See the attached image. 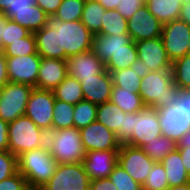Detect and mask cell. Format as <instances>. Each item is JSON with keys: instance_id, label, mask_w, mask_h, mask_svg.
I'll list each match as a JSON object with an SVG mask.
<instances>
[{"instance_id": "obj_1", "label": "cell", "mask_w": 190, "mask_h": 190, "mask_svg": "<svg viewBox=\"0 0 190 190\" xmlns=\"http://www.w3.org/2000/svg\"><path fill=\"white\" fill-rule=\"evenodd\" d=\"M115 134L121 144L141 148L162 135L157 109L145 107L137 113H126L123 126Z\"/></svg>"}, {"instance_id": "obj_2", "label": "cell", "mask_w": 190, "mask_h": 190, "mask_svg": "<svg viewBox=\"0 0 190 190\" xmlns=\"http://www.w3.org/2000/svg\"><path fill=\"white\" fill-rule=\"evenodd\" d=\"M181 90L174 85L172 71H150L142 80L139 94L146 107L171 106L178 101Z\"/></svg>"}, {"instance_id": "obj_3", "label": "cell", "mask_w": 190, "mask_h": 190, "mask_svg": "<svg viewBox=\"0 0 190 190\" xmlns=\"http://www.w3.org/2000/svg\"><path fill=\"white\" fill-rule=\"evenodd\" d=\"M58 163L42 149L29 150L18 156V172L27 181L30 190H39L55 173Z\"/></svg>"}, {"instance_id": "obj_4", "label": "cell", "mask_w": 190, "mask_h": 190, "mask_svg": "<svg viewBox=\"0 0 190 190\" xmlns=\"http://www.w3.org/2000/svg\"><path fill=\"white\" fill-rule=\"evenodd\" d=\"M46 26L59 30L60 51H65V60L91 50L94 34L86 28L81 20L63 22L55 16H48Z\"/></svg>"}, {"instance_id": "obj_5", "label": "cell", "mask_w": 190, "mask_h": 190, "mask_svg": "<svg viewBox=\"0 0 190 190\" xmlns=\"http://www.w3.org/2000/svg\"><path fill=\"white\" fill-rule=\"evenodd\" d=\"M40 130L29 117H18L8 126V150L18 157L26 151L38 149Z\"/></svg>"}, {"instance_id": "obj_6", "label": "cell", "mask_w": 190, "mask_h": 190, "mask_svg": "<svg viewBox=\"0 0 190 190\" xmlns=\"http://www.w3.org/2000/svg\"><path fill=\"white\" fill-rule=\"evenodd\" d=\"M33 86L8 82L0 89V118L10 123L24 116Z\"/></svg>"}, {"instance_id": "obj_7", "label": "cell", "mask_w": 190, "mask_h": 190, "mask_svg": "<svg viewBox=\"0 0 190 190\" xmlns=\"http://www.w3.org/2000/svg\"><path fill=\"white\" fill-rule=\"evenodd\" d=\"M50 154L58 164L83 163L86 151L79 129L73 127L58 130Z\"/></svg>"}, {"instance_id": "obj_8", "label": "cell", "mask_w": 190, "mask_h": 190, "mask_svg": "<svg viewBox=\"0 0 190 190\" xmlns=\"http://www.w3.org/2000/svg\"><path fill=\"white\" fill-rule=\"evenodd\" d=\"M90 181L83 163L58 164L55 173L39 190H89Z\"/></svg>"}, {"instance_id": "obj_9", "label": "cell", "mask_w": 190, "mask_h": 190, "mask_svg": "<svg viewBox=\"0 0 190 190\" xmlns=\"http://www.w3.org/2000/svg\"><path fill=\"white\" fill-rule=\"evenodd\" d=\"M157 113L162 135L176 143L190 130V120L184 112L183 90L177 102L171 106L158 108Z\"/></svg>"}, {"instance_id": "obj_10", "label": "cell", "mask_w": 190, "mask_h": 190, "mask_svg": "<svg viewBox=\"0 0 190 190\" xmlns=\"http://www.w3.org/2000/svg\"><path fill=\"white\" fill-rule=\"evenodd\" d=\"M3 13L31 33L43 28L48 18L45 11L37 5V0H12L11 7H7Z\"/></svg>"}, {"instance_id": "obj_11", "label": "cell", "mask_w": 190, "mask_h": 190, "mask_svg": "<svg viewBox=\"0 0 190 190\" xmlns=\"http://www.w3.org/2000/svg\"><path fill=\"white\" fill-rule=\"evenodd\" d=\"M161 38L171 62L189 53L190 26L186 22L177 19L163 24Z\"/></svg>"}, {"instance_id": "obj_12", "label": "cell", "mask_w": 190, "mask_h": 190, "mask_svg": "<svg viewBox=\"0 0 190 190\" xmlns=\"http://www.w3.org/2000/svg\"><path fill=\"white\" fill-rule=\"evenodd\" d=\"M141 186L155 164L140 147L121 144L118 163Z\"/></svg>"}, {"instance_id": "obj_13", "label": "cell", "mask_w": 190, "mask_h": 190, "mask_svg": "<svg viewBox=\"0 0 190 190\" xmlns=\"http://www.w3.org/2000/svg\"><path fill=\"white\" fill-rule=\"evenodd\" d=\"M55 97L53 91L33 88L25 111L40 129L52 126Z\"/></svg>"}, {"instance_id": "obj_14", "label": "cell", "mask_w": 190, "mask_h": 190, "mask_svg": "<svg viewBox=\"0 0 190 190\" xmlns=\"http://www.w3.org/2000/svg\"><path fill=\"white\" fill-rule=\"evenodd\" d=\"M40 62L39 54L6 57L9 81L28 84L36 88Z\"/></svg>"}, {"instance_id": "obj_15", "label": "cell", "mask_w": 190, "mask_h": 190, "mask_svg": "<svg viewBox=\"0 0 190 190\" xmlns=\"http://www.w3.org/2000/svg\"><path fill=\"white\" fill-rule=\"evenodd\" d=\"M86 152L96 150H119L121 143L115 133L98 121L79 129Z\"/></svg>"}, {"instance_id": "obj_16", "label": "cell", "mask_w": 190, "mask_h": 190, "mask_svg": "<svg viewBox=\"0 0 190 190\" xmlns=\"http://www.w3.org/2000/svg\"><path fill=\"white\" fill-rule=\"evenodd\" d=\"M163 24L144 5L128 19V34L134 42L160 37Z\"/></svg>"}, {"instance_id": "obj_17", "label": "cell", "mask_w": 190, "mask_h": 190, "mask_svg": "<svg viewBox=\"0 0 190 190\" xmlns=\"http://www.w3.org/2000/svg\"><path fill=\"white\" fill-rule=\"evenodd\" d=\"M138 58L150 71L171 70L172 62L168 59L161 36L135 42Z\"/></svg>"}, {"instance_id": "obj_18", "label": "cell", "mask_w": 190, "mask_h": 190, "mask_svg": "<svg viewBox=\"0 0 190 190\" xmlns=\"http://www.w3.org/2000/svg\"><path fill=\"white\" fill-rule=\"evenodd\" d=\"M119 150L88 151L83 159L90 180L108 178L118 163Z\"/></svg>"}, {"instance_id": "obj_19", "label": "cell", "mask_w": 190, "mask_h": 190, "mask_svg": "<svg viewBox=\"0 0 190 190\" xmlns=\"http://www.w3.org/2000/svg\"><path fill=\"white\" fill-rule=\"evenodd\" d=\"M67 75L75 77L79 82L84 78H95L106 68L105 64L93 53L92 50L71 56L66 60Z\"/></svg>"}, {"instance_id": "obj_20", "label": "cell", "mask_w": 190, "mask_h": 190, "mask_svg": "<svg viewBox=\"0 0 190 190\" xmlns=\"http://www.w3.org/2000/svg\"><path fill=\"white\" fill-rule=\"evenodd\" d=\"M80 83L84 100L97 106L110 101L114 85L111 73L107 70L100 75H95V78H84Z\"/></svg>"}, {"instance_id": "obj_21", "label": "cell", "mask_w": 190, "mask_h": 190, "mask_svg": "<svg viewBox=\"0 0 190 190\" xmlns=\"http://www.w3.org/2000/svg\"><path fill=\"white\" fill-rule=\"evenodd\" d=\"M66 77V60L41 57L37 89L53 91Z\"/></svg>"}, {"instance_id": "obj_22", "label": "cell", "mask_w": 190, "mask_h": 190, "mask_svg": "<svg viewBox=\"0 0 190 190\" xmlns=\"http://www.w3.org/2000/svg\"><path fill=\"white\" fill-rule=\"evenodd\" d=\"M130 35H106L96 33L92 38L91 50L106 64L108 60L119 50L125 49V45L132 42Z\"/></svg>"}, {"instance_id": "obj_23", "label": "cell", "mask_w": 190, "mask_h": 190, "mask_svg": "<svg viewBox=\"0 0 190 190\" xmlns=\"http://www.w3.org/2000/svg\"><path fill=\"white\" fill-rule=\"evenodd\" d=\"M33 34L37 53L41 57L65 60V51H60L59 30L50 29L45 25Z\"/></svg>"}, {"instance_id": "obj_24", "label": "cell", "mask_w": 190, "mask_h": 190, "mask_svg": "<svg viewBox=\"0 0 190 190\" xmlns=\"http://www.w3.org/2000/svg\"><path fill=\"white\" fill-rule=\"evenodd\" d=\"M161 164L166 171L169 187L190 183V176L186 171L180 152L177 149L174 152L169 153L161 161Z\"/></svg>"}, {"instance_id": "obj_25", "label": "cell", "mask_w": 190, "mask_h": 190, "mask_svg": "<svg viewBox=\"0 0 190 190\" xmlns=\"http://www.w3.org/2000/svg\"><path fill=\"white\" fill-rule=\"evenodd\" d=\"M149 11L162 23L179 19L182 0H146Z\"/></svg>"}, {"instance_id": "obj_26", "label": "cell", "mask_w": 190, "mask_h": 190, "mask_svg": "<svg viewBox=\"0 0 190 190\" xmlns=\"http://www.w3.org/2000/svg\"><path fill=\"white\" fill-rule=\"evenodd\" d=\"M125 114L116 104L108 101L98 105L96 121L116 133L123 126Z\"/></svg>"}, {"instance_id": "obj_27", "label": "cell", "mask_w": 190, "mask_h": 190, "mask_svg": "<svg viewBox=\"0 0 190 190\" xmlns=\"http://www.w3.org/2000/svg\"><path fill=\"white\" fill-rule=\"evenodd\" d=\"M110 101L125 113H137L146 107L139 93H131L121 87H113Z\"/></svg>"}, {"instance_id": "obj_28", "label": "cell", "mask_w": 190, "mask_h": 190, "mask_svg": "<svg viewBox=\"0 0 190 190\" xmlns=\"http://www.w3.org/2000/svg\"><path fill=\"white\" fill-rule=\"evenodd\" d=\"M53 94L55 99L71 105H76L79 101L84 100L81 83L69 75L53 90Z\"/></svg>"}, {"instance_id": "obj_29", "label": "cell", "mask_w": 190, "mask_h": 190, "mask_svg": "<svg viewBox=\"0 0 190 190\" xmlns=\"http://www.w3.org/2000/svg\"><path fill=\"white\" fill-rule=\"evenodd\" d=\"M106 9L96 0H86L81 16V22L93 34L101 31L102 20Z\"/></svg>"}, {"instance_id": "obj_30", "label": "cell", "mask_w": 190, "mask_h": 190, "mask_svg": "<svg viewBox=\"0 0 190 190\" xmlns=\"http://www.w3.org/2000/svg\"><path fill=\"white\" fill-rule=\"evenodd\" d=\"M141 149L155 162H161L169 153L177 149V143L164 135L154 137Z\"/></svg>"}, {"instance_id": "obj_31", "label": "cell", "mask_w": 190, "mask_h": 190, "mask_svg": "<svg viewBox=\"0 0 190 190\" xmlns=\"http://www.w3.org/2000/svg\"><path fill=\"white\" fill-rule=\"evenodd\" d=\"M138 59L137 48L135 42L125 45V49L119 50L105 64L107 71H118L131 67Z\"/></svg>"}, {"instance_id": "obj_32", "label": "cell", "mask_w": 190, "mask_h": 190, "mask_svg": "<svg viewBox=\"0 0 190 190\" xmlns=\"http://www.w3.org/2000/svg\"><path fill=\"white\" fill-rule=\"evenodd\" d=\"M102 20L101 31L99 33L106 35H129L125 19L116 9L106 10Z\"/></svg>"}, {"instance_id": "obj_33", "label": "cell", "mask_w": 190, "mask_h": 190, "mask_svg": "<svg viewBox=\"0 0 190 190\" xmlns=\"http://www.w3.org/2000/svg\"><path fill=\"white\" fill-rule=\"evenodd\" d=\"M75 105L55 99L52 126L57 130L74 127Z\"/></svg>"}, {"instance_id": "obj_34", "label": "cell", "mask_w": 190, "mask_h": 190, "mask_svg": "<svg viewBox=\"0 0 190 190\" xmlns=\"http://www.w3.org/2000/svg\"><path fill=\"white\" fill-rule=\"evenodd\" d=\"M174 85L182 90H190V53L178 58L171 65Z\"/></svg>"}, {"instance_id": "obj_35", "label": "cell", "mask_w": 190, "mask_h": 190, "mask_svg": "<svg viewBox=\"0 0 190 190\" xmlns=\"http://www.w3.org/2000/svg\"><path fill=\"white\" fill-rule=\"evenodd\" d=\"M111 73L113 87H121L131 93H139L141 78L132 70L131 67L118 71H108Z\"/></svg>"}, {"instance_id": "obj_36", "label": "cell", "mask_w": 190, "mask_h": 190, "mask_svg": "<svg viewBox=\"0 0 190 190\" xmlns=\"http://www.w3.org/2000/svg\"><path fill=\"white\" fill-rule=\"evenodd\" d=\"M30 33L27 28L7 18L4 24L1 25L0 50H3L12 42L19 41L20 38L27 37Z\"/></svg>"}, {"instance_id": "obj_37", "label": "cell", "mask_w": 190, "mask_h": 190, "mask_svg": "<svg viewBox=\"0 0 190 190\" xmlns=\"http://www.w3.org/2000/svg\"><path fill=\"white\" fill-rule=\"evenodd\" d=\"M97 108L92 102L79 101L74 109V127L81 129L96 121Z\"/></svg>"}, {"instance_id": "obj_38", "label": "cell", "mask_w": 190, "mask_h": 190, "mask_svg": "<svg viewBox=\"0 0 190 190\" xmlns=\"http://www.w3.org/2000/svg\"><path fill=\"white\" fill-rule=\"evenodd\" d=\"M2 51L6 57L38 54L34 34L30 33L27 37L20 38L19 41L16 42H12Z\"/></svg>"}, {"instance_id": "obj_39", "label": "cell", "mask_w": 190, "mask_h": 190, "mask_svg": "<svg viewBox=\"0 0 190 190\" xmlns=\"http://www.w3.org/2000/svg\"><path fill=\"white\" fill-rule=\"evenodd\" d=\"M85 1L86 0H62L54 16L63 22L81 20Z\"/></svg>"}, {"instance_id": "obj_40", "label": "cell", "mask_w": 190, "mask_h": 190, "mask_svg": "<svg viewBox=\"0 0 190 190\" xmlns=\"http://www.w3.org/2000/svg\"><path fill=\"white\" fill-rule=\"evenodd\" d=\"M168 188L166 171L161 162H155L142 185V190H167Z\"/></svg>"}, {"instance_id": "obj_41", "label": "cell", "mask_w": 190, "mask_h": 190, "mask_svg": "<svg viewBox=\"0 0 190 190\" xmlns=\"http://www.w3.org/2000/svg\"><path fill=\"white\" fill-rule=\"evenodd\" d=\"M109 179L117 190H142V186L137 183L119 164L109 175Z\"/></svg>"}, {"instance_id": "obj_42", "label": "cell", "mask_w": 190, "mask_h": 190, "mask_svg": "<svg viewBox=\"0 0 190 190\" xmlns=\"http://www.w3.org/2000/svg\"><path fill=\"white\" fill-rule=\"evenodd\" d=\"M18 172V157L8 151H0V182Z\"/></svg>"}, {"instance_id": "obj_43", "label": "cell", "mask_w": 190, "mask_h": 190, "mask_svg": "<svg viewBox=\"0 0 190 190\" xmlns=\"http://www.w3.org/2000/svg\"><path fill=\"white\" fill-rule=\"evenodd\" d=\"M0 190H30L26 178L19 172L3 179L0 182Z\"/></svg>"}, {"instance_id": "obj_44", "label": "cell", "mask_w": 190, "mask_h": 190, "mask_svg": "<svg viewBox=\"0 0 190 190\" xmlns=\"http://www.w3.org/2000/svg\"><path fill=\"white\" fill-rule=\"evenodd\" d=\"M58 130L53 126H46L41 128L40 130V144L38 149H42L43 151L51 152L53 149V143L57 136Z\"/></svg>"}, {"instance_id": "obj_45", "label": "cell", "mask_w": 190, "mask_h": 190, "mask_svg": "<svg viewBox=\"0 0 190 190\" xmlns=\"http://www.w3.org/2000/svg\"><path fill=\"white\" fill-rule=\"evenodd\" d=\"M145 1L146 0H120L116 10L128 20L138 9L145 5Z\"/></svg>"}, {"instance_id": "obj_46", "label": "cell", "mask_w": 190, "mask_h": 190, "mask_svg": "<svg viewBox=\"0 0 190 190\" xmlns=\"http://www.w3.org/2000/svg\"><path fill=\"white\" fill-rule=\"evenodd\" d=\"M62 0H37V5L45 11L48 16H54Z\"/></svg>"}, {"instance_id": "obj_47", "label": "cell", "mask_w": 190, "mask_h": 190, "mask_svg": "<svg viewBox=\"0 0 190 190\" xmlns=\"http://www.w3.org/2000/svg\"><path fill=\"white\" fill-rule=\"evenodd\" d=\"M89 190H117V188L108 177L91 180Z\"/></svg>"}, {"instance_id": "obj_48", "label": "cell", "mask_w": 190, "mask_h": 190, "mask_svg": "<svg viewBox=\"0 0 190 190\" xmlns=\"http://www.w3.org/2000/svg\"><path fill=\"white\" fill-rule=\"evenodd\" d=\"M8 126L9 123L0 118V151H8Z\"/></svg>"}, {"instance_id": "obj_49", "label": "cell", "mask_w": 190, "mask_h": 190, "mask_svg": "<svg viewBox=\"0 0 190 190\" xmlns=\"http://www.w3.org/2000/svg\"><path fill=\"white\" fill-rule=\"evenodd\" d=\"M9 82L7 75V63L6 56L3 51L0 50V89L3 88Z\"/></svg>"}, {"instance_id": "obj_50", "label": "cell", "mask_w": 190, "mask_h": 190, "mask_svg": "<svg viewBox=\"0 0 190 190\" xmlns=\"http://www.w3.org/2000/svg\"><path fill=\"white\" fill-rule=\"evenodd\" d=\"M131 68L141 79L150 72L149 67L139 58L131 65Z\"/></svg>"}, {"instance_id": "obj_51", "label": "cell", "mask_w": 190, "mask_h": 190, "mask_svg": "<svg viewBox=\"0 0 190 190\" xmlns=\"http://www.w3.org/2000/svg\"><path fill=\"white\" fill-rule=\"evenodd\" d=\"M177 150L180 152L183 164L190 176V147H177Z\"/></svg>"}, {"instance_id": "obj_52", "label": "cell", "mask_w": 190, "mask_h": 190, "mask_svg": "<svg viewBox=\"0 0 190 190\" xmlns=\"http://www.w3.org/2000/svg\"><path fill=\"white\" fill-rule=\"evenodd\" d=\"M179 19L186 22L190 26V2L183 3Z\"/></svg>"}, {"instance_id": "obj_53", "label": "cell", "mask_w": 190, "mask_h": 190, "mask_svg": "<svg viewBox=\"0 0 190 190\" xmlns=\"http://www.w3.org/2000/svg\"><path fill=\"white\" fill-rule=\"evenodd\" d=\"M184 112L190 120V90H183Z\"/></svg>"}, {"instance_id": "obj_54", "label": "cell", "mask_w": 190, "mask_h": 190, "mask_svg": "<svg viewBox=\"0 0 190 190\" xmlns=\"http://www.w3.org/2000/svg\"><path fill=\"white\" fill-rule=\"evenodd\" d=\"M98 1L106 10H113L118 7L120 0H96Z\"/></svg>"}, {"instance_id": "obj_55", "label": "cell", "mask_w": 190, "mask_h": 190, "mask_svg": "<svg viewBox=\"0 0 190 190\" xmlns=\"http://www.w3.org/2000/svg\"><path fill=\"white\" fill-rule=\"evenodd\" d=\"M177 147H190V130L177 142Z\"/></svg>"}, {"instance_id": "obj_56", "label": "cell", "mask_w": 190, "mask_h": 190, "mask_svg": "<svg viewBox=\"0 0 190 190\" xmlns=\"http://www.w3.org/2000/svg\"><path fill=\"white\" fill-rule=\"evenodd\" d=\"M12 0H0V11L4 12L7 7H11Z\"/></svg>"}, {"instance_id": "obj_57", "label": "cell", "mask_w": 190, "mask_h": 190, "mask_svg": "<svg viewBox=\"0 0 190 190\" xmlns=\"http://www.w3.org/2000/svg\"><path fill=\"white\" fill-rule=\"evenodd\" d=\"M167 190H190V183L181 186L169 187Z\"/></svg>"}, {"instance_id": "obj_58", "label": "cell", "mask_w": 190, "mask_h": 190, "mask_svg": "<svg viewBox=\"0 0 190 190\" xmlns=\"http://www.w3.org/2000/svg\"><path fill=\"white\" fill-rule=\"evenodd\" d=\"M6 19H7V17L5 16V14L0 11V41H1V25L4 24Z\"/></svg>"}, {"instance_id": "obj_59", "label": "cell", "mask_w": 190, "mask_h": 190, "mask_svg": "<svg viewBox=\"0 0 190 190\" xmlns=\"http://www.w3.org/2000/svg\"><path fill=\"white\" fill-rule=\"evenodd\" d=\"M183 1V3H185V2H190V0H182Z\"/></svg>"}]
</instances>
